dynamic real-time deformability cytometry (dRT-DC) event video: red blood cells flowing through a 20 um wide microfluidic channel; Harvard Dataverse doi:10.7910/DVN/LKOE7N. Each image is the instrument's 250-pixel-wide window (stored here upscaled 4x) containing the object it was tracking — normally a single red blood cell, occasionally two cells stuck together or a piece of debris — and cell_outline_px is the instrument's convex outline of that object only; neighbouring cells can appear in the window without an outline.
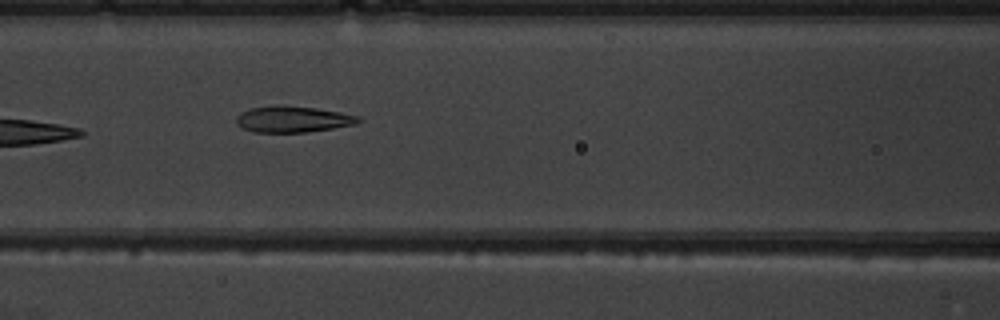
{"species": "common noctule bat (a hibernating species)", "species_latin": "Nyctalus noctula", "temperature_condition": "warm", "stored_images_in_passage": 6, "camera_frame_rate_fps": 3000, "um_per_image_px": 0.085, "animal": {"sex": "male", "body_mass_g": 19.5, "forearm_length_mm": 54.6}, "frame": {"image": 1, "passage_image": 5, "time_ms": 5.667, "image_size_px": [1000, 320], "cell_outline_px": [[364, 120], [356, 124], [332, 128], [304, 132], [252, 132], [236, 124], [236, 116], [240, 112], [252, 108], [276, 104], [316, 108], [340, 112], [360, 116]], "centroid_in_image_um": [24.89, 10.12], "position_along_channel_um": 141.7, "area_um2": 18.79}}
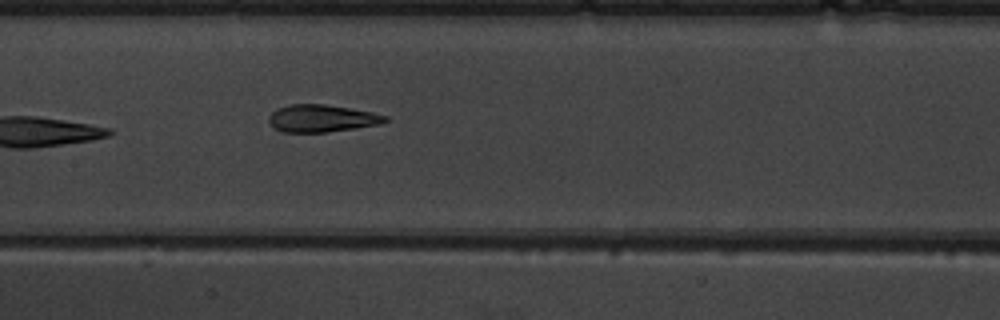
{"frame": {"image": 2, "passage_image": 6, "time_ms": 6.667, "image_size_px": [1000, 320], "cell_outline_px": [[388, 120], [376, 124], [356, 128], [324, 132], [284, 132], [272, 128], [268, 120], [268, 116], [276, 108], [292, 104], [324, 104], [372, 112], [388, 116]], "centroid_in_image_um": [27.28, 10.06], "position_along_channel_um": 180.1, "area_um2": 18.44}}